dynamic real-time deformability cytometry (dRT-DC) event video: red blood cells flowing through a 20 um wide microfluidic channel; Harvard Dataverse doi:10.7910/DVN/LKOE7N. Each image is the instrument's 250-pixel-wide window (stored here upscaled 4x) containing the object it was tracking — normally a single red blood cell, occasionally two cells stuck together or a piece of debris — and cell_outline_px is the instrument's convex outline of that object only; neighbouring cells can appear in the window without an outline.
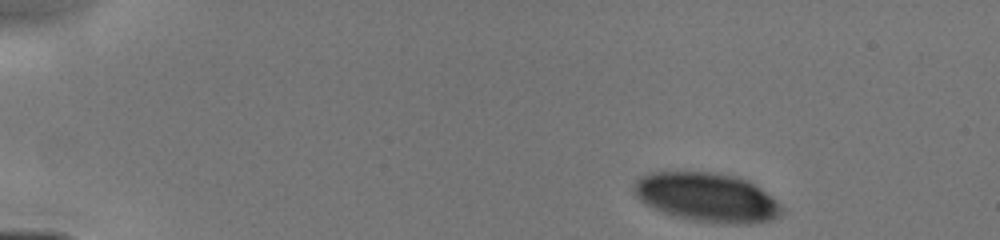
{"species": "human", "species_latin": "Homo sapiens", "temperature_condition": "cold", "stored_images_in_passage": 40, "camera_frame_rate_fps": 3000, "um_per_image_px": 0.085, "donor": {"sex": "male"}, "frame": {"image": 1, "passage_image": 1, "time_ms": 0.0, "image_size_px": [1000, 240], "cell_outline_px": [[784, 212], [780, 216], [772, 220], [752, 224], [720, 224], [692, 220], [672, 216], [644, 204], [636, 196], [632, 188], [636, 180], [652, 172], [716, 172], [736, 176], [748, 180], [772, 196], [784, 208]], "centroid_in_image_um": [60.13, 16.79], "position_along_channel_um": 24.9, "area_um2": 42.77}}
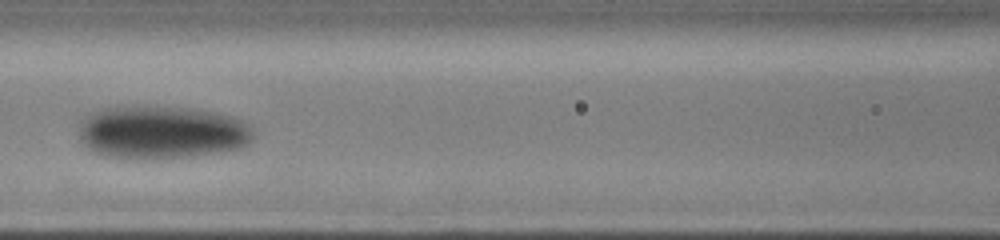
{"frame": {"image": 2, "passage_image": 17, "time_ms": 5.333, "image_size_px": [1000, 240], "cell_outline_px": [[252, 140], [248, 144], [240, 148], [224, 152], [192, 156], [144, 160], [136, 160], [104, 156], [92, 152], [84, 144], [80, 136], [80, 116], [88, 112], [100, 108], [132, 104], [148, 104], [192, 108], [232, 116], [240, 120], [252, 132]], "centroid_in_image_um": [13.64, 11.22], "position_along_channel_um": 153.0, "area_um2": 55.55}}
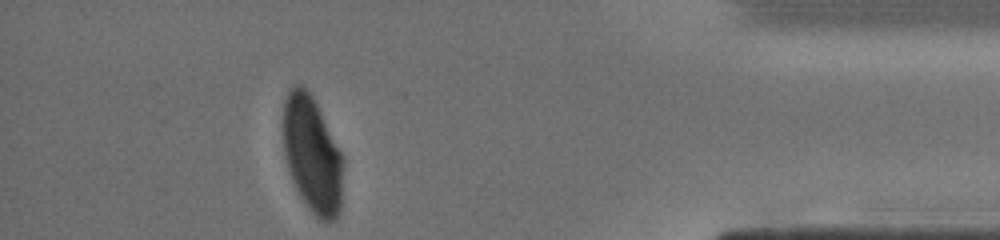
{"frame": {"image": 3, "passage_image": 36, "time_ms": 12.0, "image_size_px": [1000, 240], "cell_outline_px": [[344, 160], [340, 212], [332, 220], [320, 220], [312, 212], [300, 196], [292, 180], [288, 168], [284, 152], [284, 100], [292, 84], [300, 84], [312, 96]], "centroid_in_image_um": [26.54, 13.15], "position_along_channel_um": 408.7, "area_um2": 40.06}}